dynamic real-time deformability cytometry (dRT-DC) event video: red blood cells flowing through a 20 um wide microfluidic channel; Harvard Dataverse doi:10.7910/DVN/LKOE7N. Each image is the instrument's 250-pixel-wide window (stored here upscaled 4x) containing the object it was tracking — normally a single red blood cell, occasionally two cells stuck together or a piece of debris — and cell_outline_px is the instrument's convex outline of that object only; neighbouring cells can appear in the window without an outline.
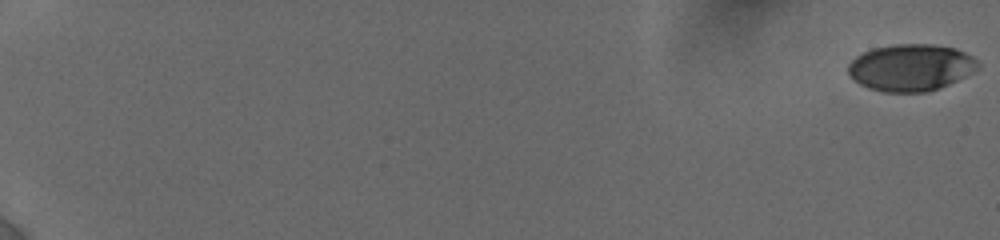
{"species": "human", "species_latin": "Homo sapiens", "temperature_condition": "cold", "stored_images_in_passage": 83, "camera_frame_rate_fps": 3000, "um_per_image_px": 0.085, "donor": {"sex": "female"}, "frame": {"image": 1, "passage_image": 1, "time_ms": 0.0, "image_size_px": [1000, 240], "cell_outline_px": [[980, 68], [940, 88], [928, 92], [884, 92], [868, 88], [860, 84], [848, 72], [848, 64], [856, 56], [872, 48], [892, 44], [932, 44], [956, 48], [972, 56], [980, 64]], "centroid_in_image_um": [77.43, 5.73], "position_along_channel_um": 7.6, "area_um2": 35.43}}
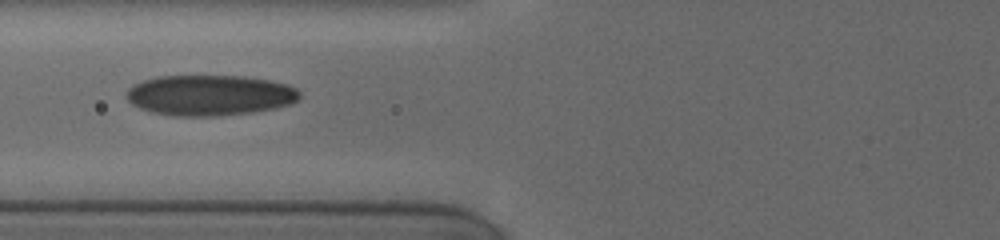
{"frame": {"image": 2, "passage_image": 37, "time_ms": 8.667, "image_size_px": [1000, 240], "cell_outline_px": [[300, 96], [292, 104], [276, 108], [252, 112], [220, 116], [172, 116], [152, 112], [140, 108], [132, 104], [124, 96], [128, 88], [132, 84], [156, 76], [244, 76], [268, 80], [288, 84], [296, 88], [300, 92]], "centroid_in_image_um": [17.81, 8.1], "position_along_channel_um": 108.0, "area_um2": 41.33}}
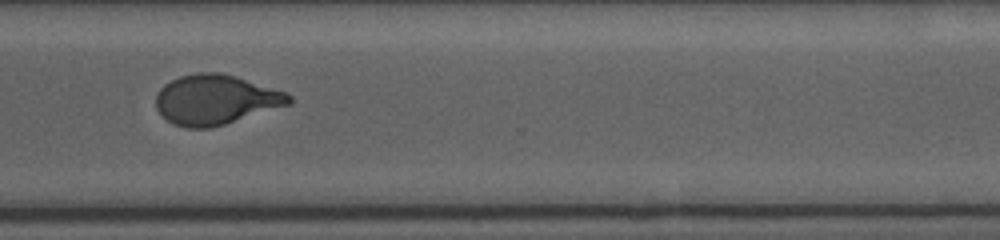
{"frame": {"image": 3, "passage_image": 82, "time_ms": 15.0, "image_size_px": [1000, 240], "cell_outline_px": [[292, 104], [212, 128], [188, 128], [172, 124], [156, 108], [156, 92], [164, 84], [180, 76], [196, 72], [220, 72], [236, 76], [284, 92], [292, 96]], "centroid_in_image_um": [18.32, 8.47], "position_along_channel_um": 352.3, "area_um2": 38.73}}